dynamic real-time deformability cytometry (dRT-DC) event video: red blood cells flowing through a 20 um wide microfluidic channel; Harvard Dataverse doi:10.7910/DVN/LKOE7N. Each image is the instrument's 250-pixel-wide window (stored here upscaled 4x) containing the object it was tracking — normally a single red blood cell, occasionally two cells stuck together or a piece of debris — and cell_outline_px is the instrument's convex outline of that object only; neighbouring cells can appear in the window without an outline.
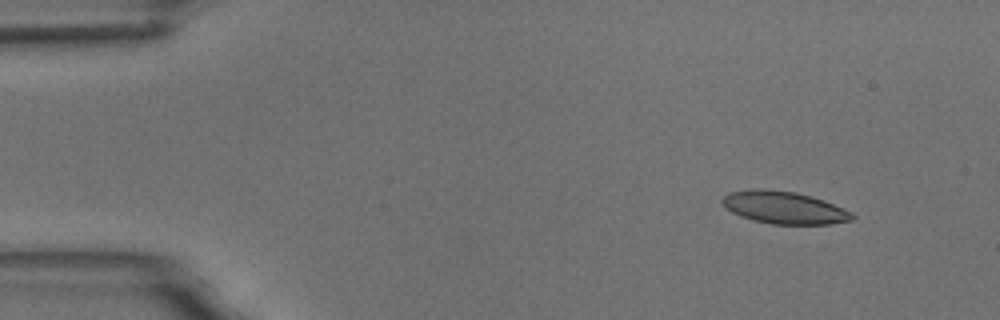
{"species": "common noctule bat (a hibernating species)", "species_latin": "Nyctalus noctula", "temperature_condition": "room temperature", "stored_images_in_passage": 5, "camera_frame_rate_fps": 3000, "um_per_image_px": 0.085, "animal": {"sex": "male", "body_mass_g": 18.8}, "frame": {"image": 1, "passage_image": 2, "time_ms": 1.0, "image_size_px": [1000, 320], "cell_outline_px": [[856, 216], [852, 220], [828, 224], [772, 224], [752, 220], [740, 216], [732, 212], [720, 200], [728, 192], [760, 188], [796, 192], [812, 196], [824, 200], [844, 208], [852, 212]], "centroid_in_image_um": [66.67, 17.64], "position_along_channel_um": 18.3, "area_um2": 24.57}}
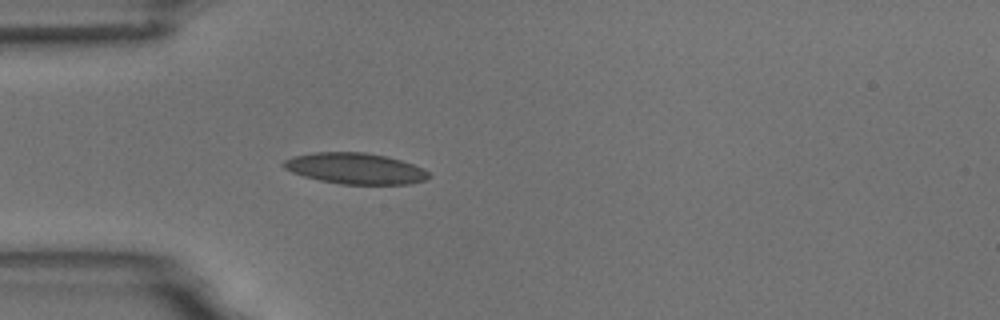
{"frame": {"image": 2, "passage_image": 5, "time_ms": 4.333, "image_size_px": [1000, 320], "cell_outline_px": [[432, 176], [424, 180], [408, 184], [340, 184], [320, 180], [304, 176], [292, 172], [284, 168], [280, 164], [284, 160], [292, 156], [312, 152], [364, 152], [384, 156], [400, 160], [424, 168]], "centroid_in_image_um": [30.17, 14.31], "position_along_channel_um": 54.8, "area_um2": 26.24}}